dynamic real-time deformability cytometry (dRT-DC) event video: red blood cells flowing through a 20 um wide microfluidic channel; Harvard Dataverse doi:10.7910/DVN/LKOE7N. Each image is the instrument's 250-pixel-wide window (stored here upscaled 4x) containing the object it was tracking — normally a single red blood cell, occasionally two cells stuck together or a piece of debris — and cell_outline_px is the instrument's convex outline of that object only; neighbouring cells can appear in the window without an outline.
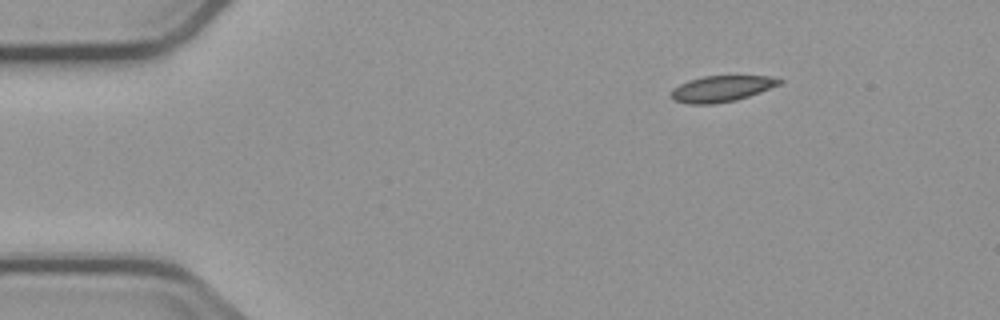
{"species": "common noctule bat (a hibernating species)", "species_latin": "Nyctalus noctula", "temperature_condition": "cold", "stored_images_in_passage": 4, "camera_frame_rate_fps": 3000, "um_per_image_px": 0.085, "animal": {"sex": "male", "body_mass_g": 23.1, "forearm_length_mm": 52.7}, "frame": {"image": 1, "passage_image": 1, "time_ms": 0.0, "image_size_px": [1000, 320], "cell_outline_px": [[784, 80], [780, 84], [760, 92], [736, 100], [716, 104], [688, 104], [672, 100], [668, 92], [672, 88], [688, 80], [704, 76], [768, 76]], "centroid_in_image_um": [61.26, 7.55], "position_along_channel_um": 23.7, "area_um2": 16.59}}
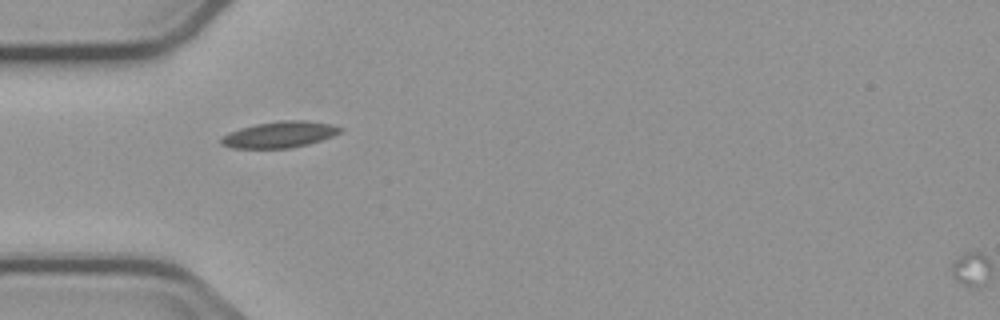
{"frame": {"image": 2, "passage_image": 3, "time_ms": 3.0, "image_size_px": [1000, 320], "cell_outline_px": [[344, 128], [340, 132], [332, 136], [308, 144], [292, 148], [232, 148], [220, 144], [220, 140], [228, 132], [240, 128], [256, 124], [280, 120], [308, 120], [332, 124]], "centroid_in_image_um": [23.77, 11.43], "position_along_channel_um": 61.2, "area_um2": 18.26}}
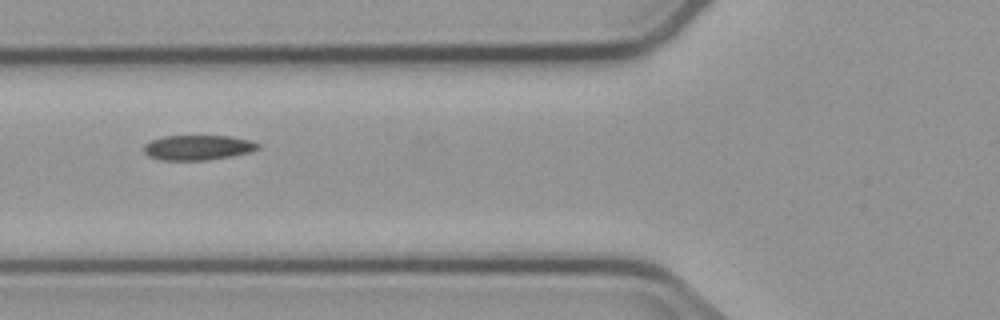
{"frame": {"image": 3, "passage_image": 4, "time_ms": 4.333, "image_size_px": [1000, 320], "cell_outline_px": [[260, 148], [252, 152], [208, 160], [160, 160], [148, 156], [144, 152], [144, 144], [152, 140], [164, 136], [232, 136], [252, 140], [260, 144]], "centroid_in_image_um": [16.85, 12.54], "position_along_channel_um": 108.9, "area_um2": 16.76}}